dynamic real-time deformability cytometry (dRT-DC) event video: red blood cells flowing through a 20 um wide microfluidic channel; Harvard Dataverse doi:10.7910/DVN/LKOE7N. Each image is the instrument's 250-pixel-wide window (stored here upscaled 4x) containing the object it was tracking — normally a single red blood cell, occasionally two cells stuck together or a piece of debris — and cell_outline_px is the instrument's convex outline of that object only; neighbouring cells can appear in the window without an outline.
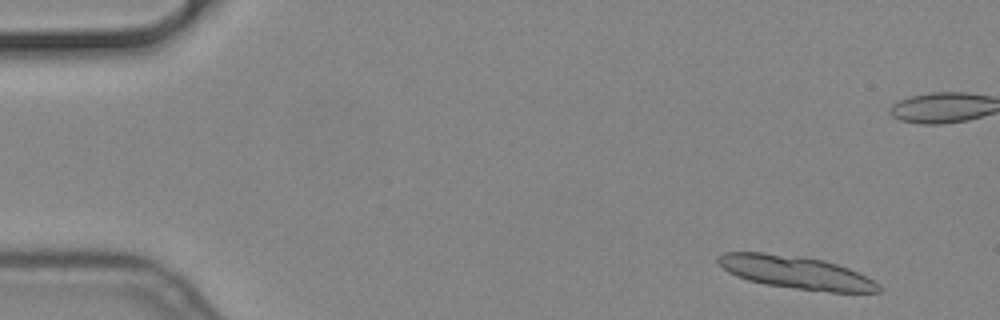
{"species": "common noctule bat (a hibernating species)", "species_latin": "Nyctalus noctula", "temperature_condition": "cold", "stored_images_in_passage": 16, "camera_frame_rate_fps": 3000, "um_per_image_px": 0.085, "animal": {"sex": "male", "body_mass_g": 19.2, "forearm_length_mm": 51.8}, "frame": {"image": 1, "passage_image": 3, "time_ms": 0.667, "image_size_px": [1000, 320], "cell_outline_px": [[884, 288], [880, 292], [828, 292], [764, 284], [748, 280], [736, 276], [728, 272], [716, 260], [716, 256], [724, 252], [764, 252], [804, 256], [824, 260], [848, 268], [880, 284]], "centroid_in_image_um": [67.64, 23.14], "position_along_channel_um": 17.4, "area_um2": 30.81}}